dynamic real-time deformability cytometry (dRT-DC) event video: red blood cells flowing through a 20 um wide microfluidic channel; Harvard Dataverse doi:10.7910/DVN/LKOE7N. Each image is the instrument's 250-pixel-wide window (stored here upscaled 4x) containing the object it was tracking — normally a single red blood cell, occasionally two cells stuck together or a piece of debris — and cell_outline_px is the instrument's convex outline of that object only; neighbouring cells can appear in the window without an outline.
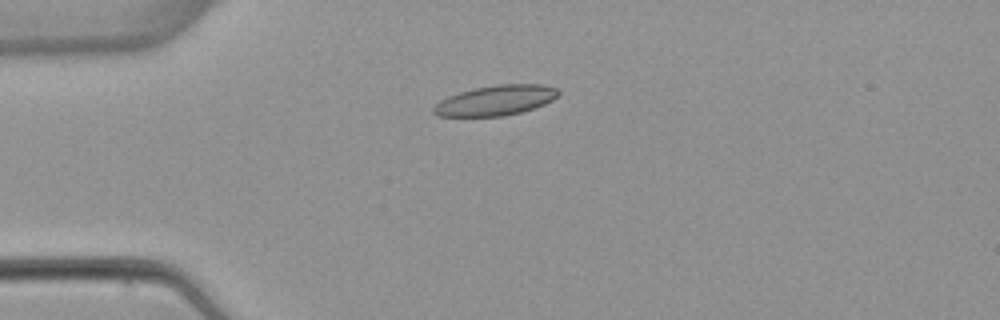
{"species": "common noctule bat (a hibernating species)", "species_latin": "Nyctalus noctula", "temperature_condition": "warm", "stored_images_in_passage": 6, "camera_frame_rate_fps": 3000, "um_per_image_px": 0.085, "animal": {"sex": "female", "body_mass_g": 22.7, "forearm_length_mm": 54.2}, "frame": {"image": 1, "passage_image": 4, "time_ms": 3.667, "image_size_px": [1000, 320], "cell_outline_px": [[560, 92], [552, 100], [544, 104], [520, 112], [504, 116], [436, 116], [432, 112], [432, 108], [440, 100], [448, 96], [460, 92], [476, 88], [496, 84], [540, 84], [556, 88]], "centroid_in_image_um": [42.1, 8.53], "position_along_channel_um": 42.9, "area_um2": 21.73}}
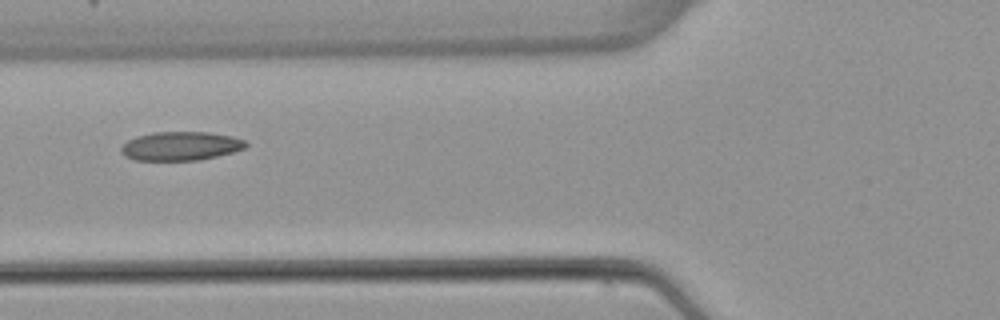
{"frame": {"image": 2, "passage_image": 6, "time_ms": 6.0, "image_size_px": [1000, 320], "cell_outline_px": [[248, 144], [244, 148], [232, 152], [200, 160], [136, 160], [124, 156], [120, 152], [120, 148], [128, 140], [136, 136], [152, 132], [208, 132], [232, 136], [244, 140]], "centroid_in_image_um": [15.33, 12.41], "position_along_channel_um": 110.5, "area_um2": 20.92}}